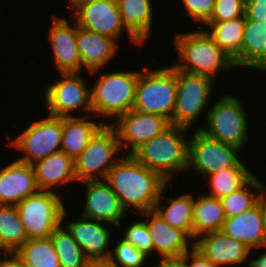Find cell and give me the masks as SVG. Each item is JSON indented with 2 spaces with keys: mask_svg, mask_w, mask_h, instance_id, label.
<instances>
[{
  "mask_svg": "<svg viewBox=\"0 0 266 267\" xmlns=\"http://www.w3.org/2000/svg\"><path fill=\"white\" fill-rule=\"evenodd\" d=\"M105 181L118 196L126 211L154 210L163 188L169 184L160 174L124 155L108 172Z\"/></svg>",
  "mask_w": 266,
  "mask_h": 267,
  "instance_id": "obj_1",
  "label": "cell"
},
{
  "mask_svg": "<svg viewBox=\"0 0 266 267\" xmlns=\"http://www.w3.org/2000/svg\"><path fill=\"white\" fill-rule=\"evenodd\" d=\"M173 47L179 62L173 66L180 71L209 77L216 81L218 75L235 71L234 61L214 42L206 30L177 32ZM229 70V71H228Z\"/></svg>",
  "mask_w": 266,
  "mask_h": 267,
  "instance_id": "obj_2",
  "label": "cell"
},
{
  "mask_svg": "<svg viewBox=\"0 0 266 267\" xmlns=\"http://www.w3.org/2000/svg\"><path fill=\"white\" fill-rule=\"evenodd\" d=\"M187 131L189 133L192 130L171 124L158 136L139 147L132 156L147 168L160 174L171 186L174 175L187 174L189 153Z\"/></svg>",
  "mask_w": 266,
  "mask_h": 267,
  "instance_id": "obj_3",
  "label": "cell"
},
{
  "mask_svg": "<svg viewBox=\"0 0 266 267\" xmlns=\"http://www.w3.org/2000/svg\"><path fill=\"white\" fill-rule=\"evenodd\" d=\"M102 70L89 72V76L97 75V80L91 86L92 119L95 116L99 120L102 119L101 121L105 124H109L106 121L113 120L114 122L133 109L140 71H114L113 68L111 72H99ZM103 119L107 120L103 121Z\"/></svg>",
  "mask_w": 266,
  "mask_h": 267,
  "instance_id": "obj_4",
  "label": "cell"
},
{
  "mask_svg": "<svg viewBox=\"0 0 266 267\" xmlns=\"http://www.w3.org/2000/svg\"><path fill=\"white\" fill-rule=\"evenodd\" d=\"M235 96L223 93L218 97L219 99H215L207 115H204L206 125L196 129L215 140L243 151L251 135L249 134L251 121L244 101L242 103V100Z\"/></svg>",
  "mask_w": 266,
  "mask_h": 267,
  "instance_id": "obj_5",
  "label": "cell"
},
{
  "mask_svg": "<svg viewBox=\"0 0 266 267\" xmlns=\"http://www.w3.org/2000/svg\"><path fill=\"white\" fill-rule=\"evenodd\" d=\"M171 65V66H170ZM168 66H141L136 85L134 110L158 114L172 124L177 89V69Z\"/></svg>",
  "mask_w": 266,
  "mask_h": 267,
  "instance_id": "obj_6",
  "label": "cell"
},
{
  "mask_svg": "<svg viewBox=\"0 0 266 267\" xmlns=\"http://www.w3.org/2000/svg\"><path fill=\"white\" fill-rule=\"evenodd\" d=\"M121 152L115 128L105 124L74 159L77 183L105 180L109 170L125 155Z\"/></svg>",
  "mask_w": 266,
  "mask_h": 267,
  "instance_id": "obj_7",
  "label": "cell"
},
{
  "mask_svg": "<svg viewBox=\"0 0 266 267\" xmlns=\"http://www.w3.org/2000/svg\"><path fill=\"white\" fill-rule=\"evenodd\" d=\"M62 196L61 192L39 190L16 205L27 240L48 238L62 223V214L67 207Z\"/></svg>",
  "mask_w": 266,
  "mask_h": 267,
  "instance_id": "obj_8",
  "label": "cell"
},
{
  "mask_svg": "<svg viewBox=\"0 0 266 267\" xmlns=\"http://www.w3.org/2000/svg\"><path fill=\"white\" fill-rule=\"evenodd\" d=\"M215 81L209 77L177 70V89L172 125L192 129V125L207 115L212 104ZM214 84V85H213Z\"/></svg>",
  "mask_w": 266,
  "mask_h": 267,
  "instance_id": "obj_9",
  "label": "cell"
},
{
  "mask_svg": "<svg viewBox=\"0 0 266 267\" xmlns=\"http://www.w3.org/2000/svg\"><path fill=\"white\" fill-rule=\"evenodd\" d=\"M191 135H189L187 174L193 170L195 174H202L205 179L221 170L249 168L240 159L242 157L239 154L242 150L239 148L215 140L199 129L192 130Z\"/></svg>",
  "mask_w": 266,
  "mask_h": 267,
  "instance_id": "obj_10",
  "label": "cell"
},
{
  "mask_svg": "<svg viewBox=\"0 0 266 267\" xmlns=\"http://www.w3.org/2000/svg\"><path fill=\"white\" fill-rule=\"evenodd\" d=\"M54 83L46 85L43 103L47 114L58 117H77L74 112L84 116L93 115L91 87L86 84L81 73H60ZM82 75V76H81ZM85 82V83H84Z\"/></svg>",
  "mask_w": 266,
  "mask_h": 267,
  "instance_id": "obj_11",
  "label": "cell"
},
{
  "mask_svg": "<svg viewBox=\"0 0 266 267\" xmlns=\"http://www.w3.org/2000/svg\"><path fill=\"white\" fill-rule=\"evenodd\" d=\"M18 136L8 144L22 152L18 161L34 164L47 156L61 151L63 117L46 114L40 120L30 122Z\"/></svg>",
  "mask_w": 266,
  "mask_h": 267,
  "instance_id": "obj_12",
  "label": "cell"
},
{
  "mask_svg": "<svg viewBox=\"0 0 266 267\" xmlns=\"http://www.w3.org/2000/svg\"><path fill=\"white\" fill-rule=\"evenodd\" d=\"M72 17L78 27L105 35L119 41L124 31L129 42L135 46L142 45L125 29L116 0H77L69 6Z\"/></svg>",
  "mask_w": 266,
  "mask_h": 267,
  "instance_id": "obj_13",
  "label": "cell"
},
{
  "mask_svg": "<svg viewBox=\"0 0 266 267\" xmlns=\"http://www.w3.org/2000/svg\"><path fill=\"white\" fill-rule=\"evenodd\" d=\"M109 124L115 128L121 150L125 155H132L139 147L171 125L170 121L161 115L134 109Z\"/></svg>",
  "mask_w": 266,
  "mask_h": 267,
  "instance_id": "obj_14",
  "label": "cell"
},
{
  "mask_svg": "<svg viewBox=\"0 0 266 267\" xmlns=\"http://www.w3.org/2000/svg\"><path fill=\"white\" fill-rule=\"evenodd\" d=\"M68 214L69 210L67 211L66 207L62 214V224L66 225L65 227L82 248L85 256L89 260H108L112 250L110 245L114 241L111 240L112 236H114L112 228L116 227L109 223L87 219L80 215L77 216V219L72 218L70 220L68 218V221H66ZM109 225L111 226L109 227Z\"/></svg>",
  "mask_w": 266,
  "mask_h": 267,
  "instance_id": "obj_15",
  "label": "cell"
},
{
  "mask_svg": "<svg viewBox=\"0 0 266 267\" xmlns=\"http://www.w3.org/2000/svg\"><path fill=\"white\" fill-rule=\"evenodd\" d=\"M52 16L48 41L51 45L52 59L59 73H81L84 68L77 48V23L73 19ZM71 21L74 22L71 24Z\"/></svg>",
  "mask_w": 266,
  "mask_h": 267,
  "instance_id": "obj_16",
  "label": "cell"
},
{
  "mask_svg": "<svg viewBox=\"0 0 266 267\" xmlns=\"http://www.w3.org/2000/svg\"><path fill=\"white\" fill-rule=\"evenodd\" d=\"M85 202L80 216L96 221L109 223L116 228L127 215L126 209L122 206L118 196L111 189L105 180L85 181Z\"/></svg>",
  "mask_w": 266,
  "mask_h": 267,
  "instance_id": "obj_17",
  "label": "cell"
},
{
  "mask_svg": "<svg viewBox=\"0 0 266 267\" xmlns=\"http://www.w3.org/2000/svg\"><path fill=\"white\" fill-rule=\"evenodd\" d=\"M139 214L149 229L153 255H159V259L181 258L194 247V241L184 231L170 226L155 210Z\"/></svg>",
  "mask_w": 266,
  "mask_h": 267,
  "instance_id": "obj_18",
  "label": "cell"
},
{
  "mask_svg": "<svg viewBox=\"0 0 266 267\" xmlns=\"http://www.w3.org/2000/svg\"><path fill=\"white\" fill-rule=\"evenodd\" d=\"M194 248L215 267L247 265L249 255L253 254L244 243L224 235L221 231L200 236L194 241Z\"/></svg>",
  "mask_w": 266,
  "mask_h": 267,
  "instance_id": "obj_19",
  "label": "cell"
},
{
  "mask_svg": "<svg viewBox=\"0 0 266 267\" xmlns=\"http://www.w3.org/2000/svg\"><path fill=\"white\" fill-rule=\"evenodd\" d=\"M39 190L32 165L15 159L0 169V204L17 205Z\"/></svg>",
  "mask_w": 266,
  "mask_h": 267,
  "instance_id": "obj_20",
  "label": "cell"
},
{
  "mask_svg": "<svg viewBox=\"0 0 266 267\" xmlns=\"http://www.w3.org/2000/svg\"><path fill=\"white\" fill-rule=\"evenodd\" d=\"M76 42L83 68L88 73L106 68L121 46L111 37L85 30L78 25Z\"/></svg>",
  "mask_w": 266,
  "mask_h": 267,
  "instance_id": "obj_21",
  "label": "cell"
},
{
  "mask_svg": "<svg viewBox=\"0 0 266 267\" xmlns=\"http://www.w3.org/2000/svg\"><path fill=\"white\" fill-rule=\"evenodd\" d=\"M32 167L40 190L56 191V187L77 182L74 158L62 151L43 158Z\"/></svg>",
  "mask_w": 266,
  "mask_h": 267,
  "instance_id": "obj_22",
  "label": "cell"
},
{
  "mask_svg": "<svg viewBox=\"0 0 266 267\" xmlns=\"http://www.w3.org/2000/svg\"><path fill=\"white\" fill-rule=\"evenodd\" d=\"M125 29L145 45L154 31V5L152 0H116ZM153 29V31H152Z\"/></svg>",
  "mask_w": 266,
  "mask_h": 267,
  "instance_id": "obj_23",
  "label": "cell"
},
{
  "mask_svg": "<svg viewBox=\"0 0 266 267\" xmlns=\"http://www.w3.org/2000/svg\"><path fill=\"white\" fill-rule=\"evenodd\" d=\"M221 232L230 238L244 243L251 250H262L263 231L259 202L249 210L232 217H227Z\"/></svg>",
  "mask_w": 266,
  "mask_h": 267,
  "instance_id": "obj_24",
  "label": "cell"
},
{
  "mask_svg": "<svg viewBox=\"0 0 266 267\" xmlns=\"http://www.w3.org/2000/svg\"><path fill=\"white\" fill-rule=\"evenodd\" d=\"M63 117L61 151L74 159L82 153L90 140L105 125L102 121H93V115Z\"/></svg>",
  "mask_w": 266,
  "mask_h": 267,
  "instance_id": "obj_25",
  "label": "cell"
},
{
  "mask_svg": "<svg viewBox=\"0 0 266 267\" xmlns=\"http://www.w3.org/2000/svg\"><path fill=\"white\" fill-rule=\"evenodd\" d=\"M167 186L168 184L163 188L154 210L170 226L184 231L193 241L194 194H192L193 192H185L177 197H172V195L171 197H165L164 191H167ZM162 198L167 199V205Z\"/></svg>",
  "mask_w": 266,
  "mask_h": 267,
  "instance_id": "obj_26",
  "label": "cell"
},
{
  "mask_svg": "<svg viewBox=\"0 0 266 267\" xmlns=\"http://www.w3.org/2000/svg\"><path fill=\"white\" fill-rule=\"evenodd\" d=\"M245 16L224 22H206V32L214 42L234 61L236 69H242V43ZM208 26V27H207Z\"/></svg>",
  "mask_w": 266,
  "mask_h": 267,
  "instance_id": "obj_27",
  "label": "cell"
},
{
  "mask_svg": "<svg viewBox=\"0 0 266 267\" xmlns=\"http://www.w3.org/2000/svg\"><path fill=\"white\" fill-rule=\"evenodd\" d=\"M266 73V22L245 20L242 69Z\"/></svg>",
  "mask_w": 266,
  "mask_h": 267,
  "instance_id": "obj_28",
  "label": "cell"
},
{
  "mask_svg": "<svg viewBox=\"0 0 266 267\" xmlns=\"http://www.w3.org/2000/svg\"><path fill=\"white\" fill-rule=\"evenodd\" d=\"M221 200L204 194L194 195L193 241L200 236L219 232L226 220Z\"/></svg>",
  "mask_w": 266,
  "mask_h": 267,
  "instance_id": "obj_29",
  "label": "cell"
},
{
  "mask_svg": "<svg viewBox=\"0 0 266 267\" xmlns=\"http://www.w3.org/2000/svg\"><path fill=\"white\" fill-rule=\"evenodd\" d=\"M27 235L16 205L0 204V253H15Z\"/></svg>",
  "mask_w": 266,
  "mask_h": 267,
  "instance_id": "obj_30",
  "label": "cell"
},
{
  "mask_svg": "<svg viewBox=\"0 0 266 267\" xmlns=\"http://www.w3.org/2000/svg\"><path fill=\"white\" fill-rule=\"evenodd\" d=\"M250 168H231L213 173L202 181L201 188L208 187L207 195L222 198L238 191L243 187L255 174ZM208 181V182H207Z\"/></svg>",
  "mask_w": 266,
  "mask_h": 267,
  "instance_id": "obj_31",
  "label": "cell"
},
{
  "mask_svg": "<svg viewBox=\"0 0 266 267\" xmlns=\"http://www.w3.org/2000/svg\"><path fill=\"white\" fill-rule=\"evenodd\" d=\"M15 254L26 267H61L50 237L29 239Z\"/></svg>",
  "mask_w": 266,
  "mask_h": 267,
  "instance_id": "obj_32",
  "label": "cell"
},
{
  "mask_svg": "<svg viewBox=\"0 0 266 267\" xmlns=\"http://www.w3.org/2000/svg\"><path fill=\"white\" fill-rule=\"evenodd\" d=\"M261 181L258 175H254L238 191L220 198L226 217L238 215L258 203L260 196L266 190V185ZM257 191L259 193L255 194Z\"/></svg>",
  "mask_w": 266,
  "mask_h": 267,
  "instance_id": "obj_33",
  "label": "cell"
},
{
  "mask_svg": "<svg viewBox=\"0 0 266 267\" xmlns=\"http://www.w3.org/2000/svg\"><path fill=\"white\" fill-rule=\"evenodd\" d=\"M61 267H84L89 259L72 237V234L60 224L50 236Z\"/></svg>",
  "mask_w": 266,
  "mask_h": 267,
  "instance_id": "obj_34",
  "label": "cell"
},
{
  "mask_svg": "<svg viewBox=\"0 0 266 267\" xmlns=\"http://www.w3.org/2000/svg\"><path fill=\"white\" fill-rule=\"evenodd\" d=\"M119 240L115 239L113 242V250L109 257V261L115 267H144L145 263L148 265L147 260L150 262V258L142 251L138 250L132 244L118 235Z\"/></svg>",
  "mask_w": 266,
  "mask_h": 267,
  "instance_id": "obj_35",
  "label": "cell"
},
{
  "mask_svg": "<svg viewBox=\"0 0 266 267\" xmlns=\"http://www.w3.org/2000/svg\"><path fill=\"white\" fill-rule=\"evenodd\" d=\"M137 220L131 222V224L129 222V225L120 223L117 230L120 233L123 230L122 238L151 258L153 256V243L149 229L143 218Z\"/></svg>",
  "mask_w": 266,
  "mask_h": 267,
  "instance_id": "obj_36",
  "label": "cell"
},
{
  "mask_svg": "<svg viewBox=\"0 0 266 267\" xmlns=\"http://www.w3.org/2000/svg\"><path fill=\"white\" fill-rule=\"evenodd\" d=\"M246 0H215L214 10L207 22H224L245 16Z\"/></svg>",
  "mask_w": 266,
  "mask_h": 267,
  "instance_id": "obj_37",
  "label": "cell"
},
{
  "mask_svg": "<svg viewBox=\"0 0 266 267\" xmlns=\"http://www.w3.org/2000/svg\"><path fill=\"white\" fill-rule=\"evenodd\" d=\"M182 8L192 22L203 23L210 19L215 5V0H180Z\"/></svg>",
  "mask_w": 266,
  "mask_h": 267,
  "instance_id": "obj_38",
  "label": "cell"
},
{
  "mask_svg": "<svg viewBox=\"0 0 266 267\" xmlns=\"http://www.w3.org/2000/svg\"><path fill=\"white\" fill-rule=\"evenodd\" d=\"M245 20L266 22V0H246Z\"/></svg>",
  "mask_w": 266,
  "mask_h": 267,
  "instance_id": "obj_39",
  "label": "cell"
},
{
  "mask_svg": "<svg viewBox=\"0 0 266 267\" xmlns=\"http://www.w3.org/2000/svg\"><path fill=\"white\" fill-rule=\"evenodd\" d=\"M181 259L184 261L185 267H215L194 247L185 253Z\"/></svg>",
  "mask_w": 266,
  "mask_h": 267,
  "instance_id": "obj_40",
  "label": "cell"
},
{
  "mask_svg": "<svg viewBox=\"0 0 266 267\" xmlns=\"http://www.w3.org/2000/svg\"><path fill=\"white\" fill-rule=\"evenodd\" d=\"M0 256V267H26L15 253H0Z\"/></svg>",
  "mask_w": 266,
  "mask_h": 267,
  "instance_id": "obj_41",
  "label": "cell"
},
{
  "mask_svg": "<svg viewBox=\"0 0 266 267\" xmlns=\"http://www.w3.org/2000/svg\"><path fill=\"white\" fill-rule=\"evenodd\" d=\"M262 215V231H263V242L262 249L266 248V190L262 193L259 200Z\"/></svg>",
  "mask_w": 266,
  "mask_h": 267,
  "instance_id": "obj_42",
  "label": "cell"
},
{
  "mask_svg": "<svg viewBox=\"0 0 266 267\" xmlns=\"http://www.w3.org/2000/svg\"><path fill=\"white\" fill-rule=\"evenodd\" d=\"M152 267H185V263L181 258L161 259L154 263Z\"/></svg>",
  "mask_w": 266,
  "mask_h": 267,
  "instance_id": "obj_43",
  "label": "cell"
},
{
  "mask_svg": "<svg viewBox=\"0 0 266 267\" xmlns=\"http://www.w3.org/2000/svg\"><path fill=\"white\" fill-rule=\"evenodd\" d=\"M259 252V256L256 258H252L250 257L249 263H248V267H266V248L264 251H262V253Z\"/></svg>",
  "mask_w": 266,
  "mask_h": 267,
  "instance_id": "obj_44",
  "label": "cell"
},
{
  "mask_svg": "<svg viewBox=\"0 0 266 267\" xmlns=\"http://www.w3.org/2000/svg\"><path fill=\"white\" fill-rule=\"evenodd\" d=\"M84 267H115L109 260H89Z\"/></svg>",
  "mask_w": 266,
  "mask_h": 267,
  "instance_id": "obj_45",
  "label": "cell"
},
{
  "mask_svg": "<svg viewBox=\"0 0 266 267\" xmlns=\"http://www.w3.org/2000/svg\"><path fill=\"white\" fill-rule=\"evenodd\" d=\"M68 1V4H70V6L72 5V4H74L77 0H67Z\"/></svg>",
  "mask_w": 266,
  "mask_h": 267,
  "instance_id": "obj_46",
  "label": "cell"
}]
</instances>
